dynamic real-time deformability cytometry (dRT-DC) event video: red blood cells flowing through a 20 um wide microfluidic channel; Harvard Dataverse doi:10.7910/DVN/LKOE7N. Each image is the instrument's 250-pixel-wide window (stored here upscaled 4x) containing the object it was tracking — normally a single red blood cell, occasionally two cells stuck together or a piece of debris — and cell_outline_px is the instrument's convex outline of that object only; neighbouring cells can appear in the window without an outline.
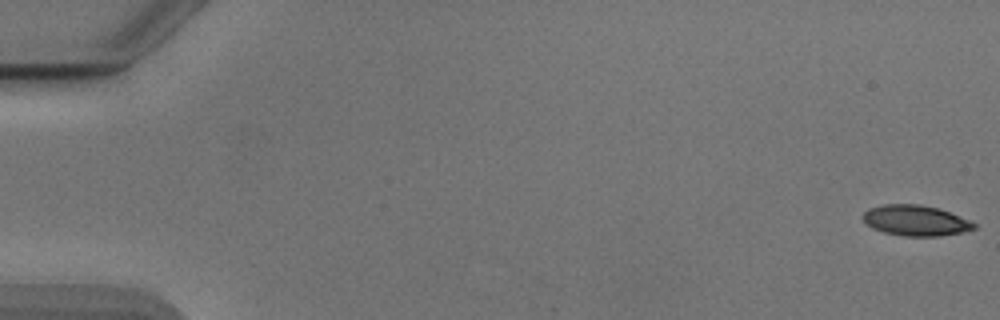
{"species": "Egyptian fruit bat (a non-hibernating species)", "species_latin": "Rousettus aegyptiacus", "temperature_condition": "cold", "stored_images_in_passage": 53, "camera_frame_rate_fps": 3000, "um_per_image_px": 0.085, "animal": {"sex": "male"}, "frame": {"image": 1, "passage_image": 1, "time_ms": 0.0, "image_size_px": [1000, 320], "cell_outline_px": [[976, 228], [960, 232], [936, 236], [904, 236], [884, 232], [872, 228], [864, 220], [864, 212], [868, 208], [880, 204], [920, 204], [936, 208], [948, 212], [968, 220], [976, 224]], "centroid_in_image_um": [77.78, 18.73], "position_along_channel_um": 7.2, "area_um2": 19.48}}
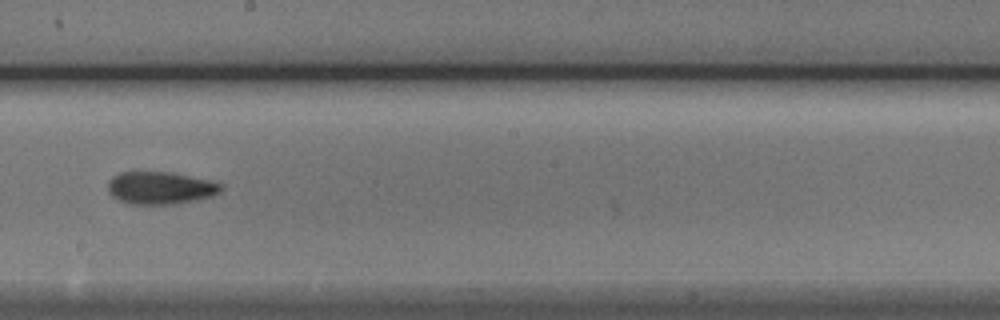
{"frame": {"image": 2, "passage_image": 31, "time_ms": 10.0, "image_size_px": [1000, 320], "cell_outline_px": [[224, 188], [220, 192], [212, 196], [180, 204], [128, 204], [112, 196], [108, 192], [108, 180], [112, 176], [120, 172], [172, 172], [208, 180], [224, 184]], "centroid_in_image_um": [13.64, 15.98], "position_along_channel_um": 234.6, "area_um2": 21.68}}
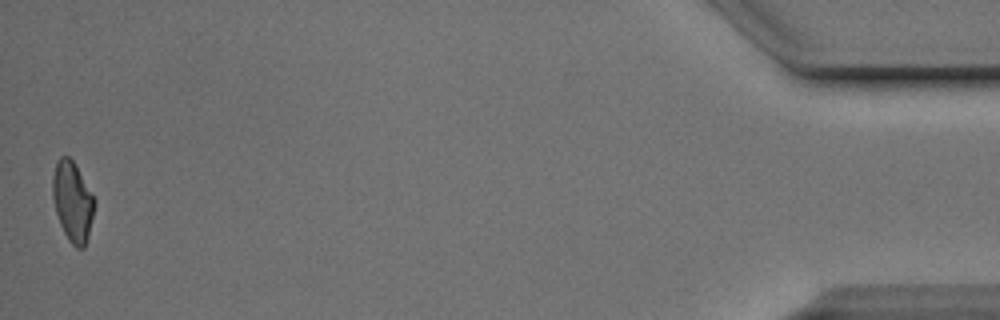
{"frame": {"image": 3, "passage_image": 53, "time_ms": 17.333, "image_size_px": [1000, 320], "cell_outline_px": [[96, 200], [88, 236], [84, 248], [76, 248], [68, 240], [60, 224], [56, 212], [52, 196], [52, 180], [56, 164], [60, 156], [68, 156], [76, 164]], "centroid_in_image_um": [6.17, 17.12], "position_along_channel_um": 429.0, "area_um2": 19.48}, "authors_computed_cell_mechanics": {"area_um2": 20.4612, "velocity_mm_per_s": 3.8937, "shape_relaxation_time_tau1_ms": 7.8935, "shape_relaxation_time_tau2_ms": 6.1472, "deformation_change_tau1": 0.181, "deformation_change_tau2": 0.1237}}